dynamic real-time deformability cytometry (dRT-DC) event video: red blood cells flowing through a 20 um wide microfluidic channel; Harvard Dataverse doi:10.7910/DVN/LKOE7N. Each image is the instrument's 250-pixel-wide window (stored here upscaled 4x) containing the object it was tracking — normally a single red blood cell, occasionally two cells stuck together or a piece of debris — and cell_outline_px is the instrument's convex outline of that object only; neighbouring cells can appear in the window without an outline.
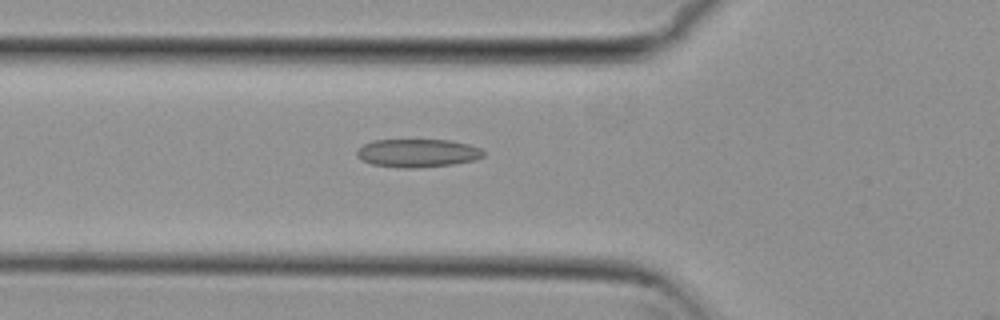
{"species": "common noctule bat (a hibernating species)", "species_latin": "Nyctalus noctula", "temperature_condition": "cold", "stored_images_in_passage": 43, "camera_frame_rate_fps": 3000, "um_per_image_px": 0.085, "animal": {"sex": "female", "body_mass_g": 29.2, "forearm_length_mm": 56.3}, "frame": {"image": 1, "passage_image": 8, "time_ms": 2.333, "image_size_px": [1000, 320], "cell_outline_px": [[484, 156], [476, 160], [452, 164], [416, 168], [400, 168], [372, 164], [360, 160], [356, 156], [356, 148], [372, 140], [448, 140], [468, 144], [480, 148], [484, 152]], "centroid_in_image_um": [35.45, 13.01], "position_along_channel_um": 90.3, "area_um2": 20.98}}
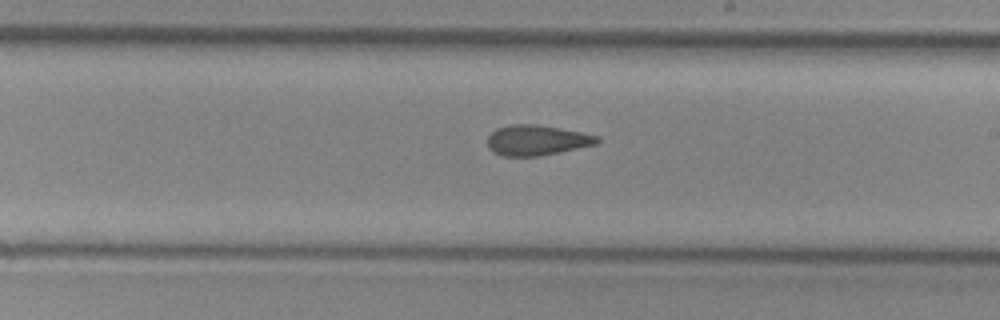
{"frame": {"image": 2, "passage_image": 20, "time_ms": 6.333, "image_size_px": [1000, 320], "cell_outline_px": [[600, 140], [596, 144], [560, 152], [540, 156], [504, 156], [492, 152], [488, 148], [488, 136], [496, 128], [512, 124], [536, 124], [560, 128], [580, 132], [596, 136]], "centroid_in_image_um": [45.58, 11.92], "position_along_channel_um": 243.4, "area_um2": 19.31}}
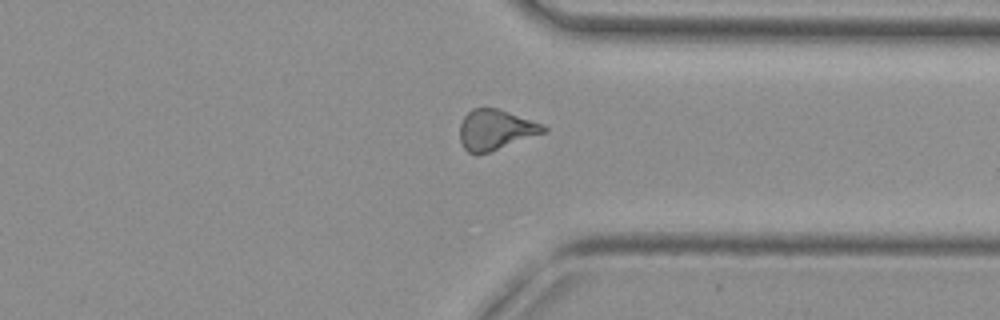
{"frame": {"image": 3, "passage_image": 30, "time_ms": 9.667, "image_size_px": [1000, 320], "cell_outline_px": [[548, 128], [544, 132], [488, 152], [476, 156], [468, 152], [464, 148], [460, 140], [460, 124], [464, 116], [472, 108], [500, 108], [544, 124]], "centroid_in_image_um": [42.1, 11.01], "position_along_channel_um": 369.3, "area_um2": 19.65}, "authors_computed_cell_mechanics": {"area_um2": 19.7098, "velocity_mm_per_s": 3.816, "shape_relaxation_time_tau1_ms": null, "shape_relaxation_time_tau2_ms": 3.954, "deformation_change_tau1": null, "deformation_change_tau2": 0.1214}}